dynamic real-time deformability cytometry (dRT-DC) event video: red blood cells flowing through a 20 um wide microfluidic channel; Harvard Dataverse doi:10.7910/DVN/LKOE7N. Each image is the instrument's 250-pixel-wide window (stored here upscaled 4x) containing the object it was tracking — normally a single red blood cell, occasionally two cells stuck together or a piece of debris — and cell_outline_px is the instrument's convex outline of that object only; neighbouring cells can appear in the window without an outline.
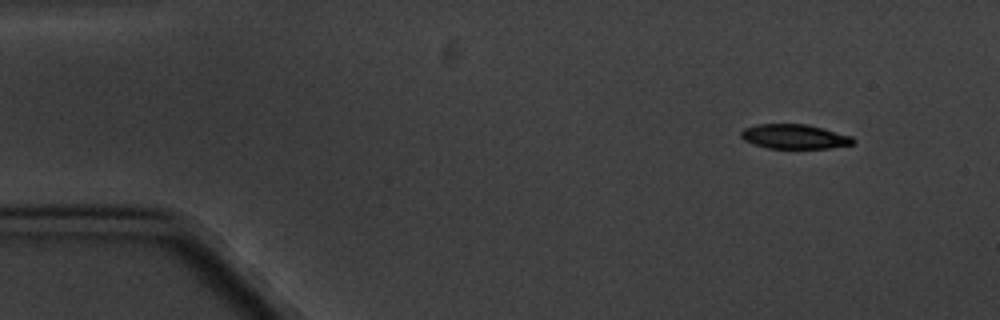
{"species": "common noctule bat (a hibernating species)", "species_latin": "Nyctalus noctula", "temperature_condition": "cold", "stored_images_in_passage": 3, "camera_frame_rate_fps": 3000, "um_per_image_px": 0.085, "animal": {"sex": "male", "body_mass_g": 20.1, "forearm_length_mm": 53.5}, "frame": {"image": 1, "passage_image": 1, "time_ms": 0.0, "image_size_px": [1000, 320], "cell_outline_px": [[856, 140], [852, 144], [828, 148], [768, 148], [744, 140], [740, 136], [740, 132], [744, 128], [756, 124], [808, 124], [824, 128], [852, 136]], "centroid_in_image_um": [67.54, 11.59], "position_along_channel_um": 17.5, "area_um2": 16.01}}